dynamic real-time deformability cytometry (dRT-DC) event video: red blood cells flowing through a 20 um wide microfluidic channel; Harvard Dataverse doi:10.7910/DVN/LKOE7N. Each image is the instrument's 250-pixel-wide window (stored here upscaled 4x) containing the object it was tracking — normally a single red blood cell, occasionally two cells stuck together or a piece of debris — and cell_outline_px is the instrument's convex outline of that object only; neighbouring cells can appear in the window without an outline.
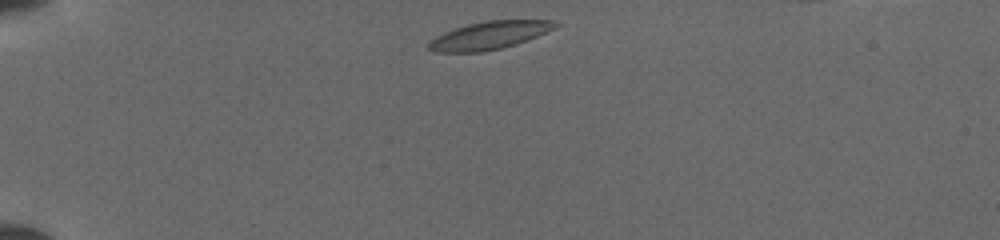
{"species": "common noctule bat (a hibernating species)", "species_latin": "Nyctalus noctula", "temperature_condition": "cold", "stored_images_in_passage": 39, "segment_of_instrument_passage": [1, 2], "camera_frame_rate_fps": 3000, "um_per_image_px": 0.085, "animal": {"sex": "female", "body_mass_g": 19.5, "forearm_length_mm": 54.1}, "frame": {"image": 1, "passage_image": 1, "time_ms": 0.0, "image_size_px": [1000, 240], "cell_outline_px": [[560, 24], [556, 28], [516, 44], [500, 48], [480, 52], [436, 52], [428, 48], [428, 40], [444, 32], [468, 24], [488, 20], [552, 20]], "centroid_in_image_um": [41.58, 3.0], "position_along_channel_um": 43.4, "area_um2": 20.4}}
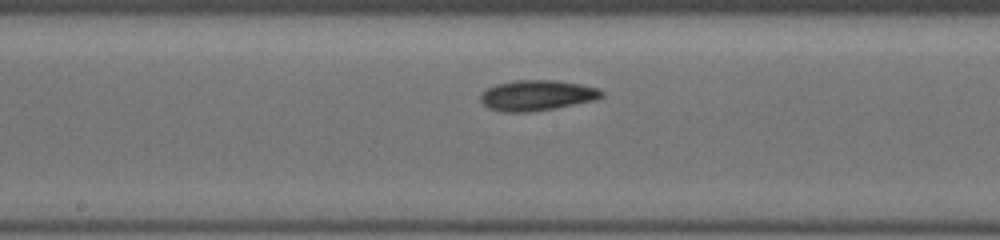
{"frame": {"image": 2, "passage_image": 16, "time_ms": 5.0, "image_size_px": [1000, 240], "cell_outline_px": [[604, 96], [596, 100], [556, 108], [532, 112], [500, 112], [488, 108], [480, 100], [480, 96], [488, 88], [496, 84], [516, 80], [556, 80], [580, 84], [600, 88], [604, 92]], "centroid_in_image_um": [45.68, 8.11], "position_along_channel_um": 202.5, "area_um2": 21.73}}
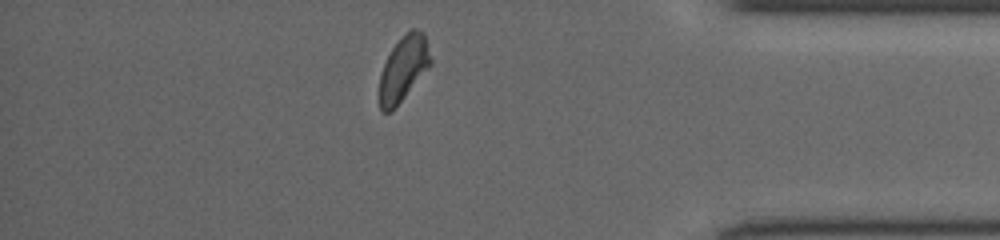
{"frame": {"image": 3, "passage_image": 32, "time_ms": 10.333, "image_size_px": [1000, 240], "cell_outline_px": [[432, 64], [404, 96], [388, 112], [380, 112], [380, 76], [384, 64], [392, 48], [412, 28], [416, 28], [424, 32], [432, 60]], "centroid_in_image_um": [34.32, 5.79], "position_along_channel_um": 400.9, "area_um2": 18.73}}